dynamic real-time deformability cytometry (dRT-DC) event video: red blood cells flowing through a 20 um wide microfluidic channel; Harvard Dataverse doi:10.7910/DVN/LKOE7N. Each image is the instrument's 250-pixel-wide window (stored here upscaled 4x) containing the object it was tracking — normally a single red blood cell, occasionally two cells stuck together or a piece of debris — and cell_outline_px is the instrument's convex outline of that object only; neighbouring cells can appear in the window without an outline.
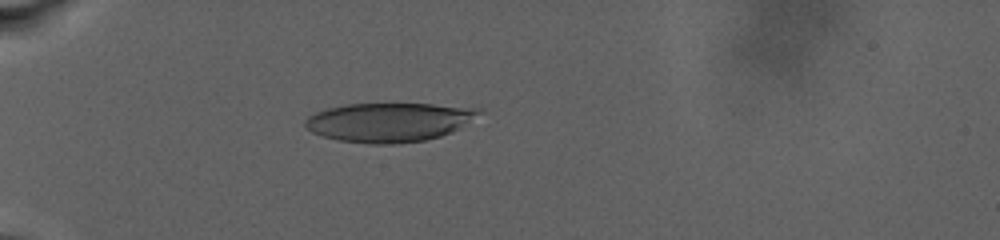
{"species": "human", "species_latin": "Homo sapiens", "temperature_condition": "warm", "stored_images_in_passage": 16, "camera_frame_rate_fps": 3000, "um_per_image_px": 0.085, "donor": {"sex": "male"}, "frame": {"image": 1, "passage_image": 10, "time_ms": 9.333, "image_size_px": [1000, 240], "cell_outline_px": [[488, 112], [460, 128], [452, 132], [440, 136], [424, 140], [392, 144], [372, 144], [336, 140], [312, 132], [304, 124], [304, 120], [308, 116], [316, 112], [328, 108], [344, 104], [432, 104], [484, 108]], "centroid_in_image_um": [33.16, 10.37], "position_along_channel_um": 51.8, "area_um2": 40.0}}
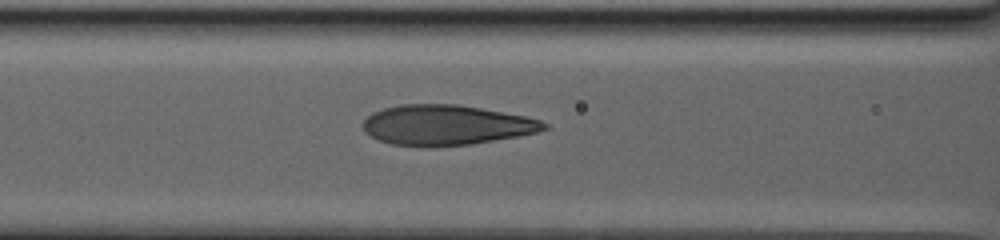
{"frame": {"image": 2, "passage_image": 14, "time_ms": 13.667, "image_size_px": [1000, 240], "cell_outline_px": [[548, 128], [536, 132], [516, 136], [472, 144], [432, 148], [420, 148], [392, 144], [380, 140], [364, 132], [364, 120], [372, 112], [384, 108], [400, 104], [456, 104], [480, 108], [524, 116], [540, 120], [548, 124]], "centroid_in_image_um": [37.88, 10.65], "position_along_channel_um": 128.7, "area_um2": 42.48}}
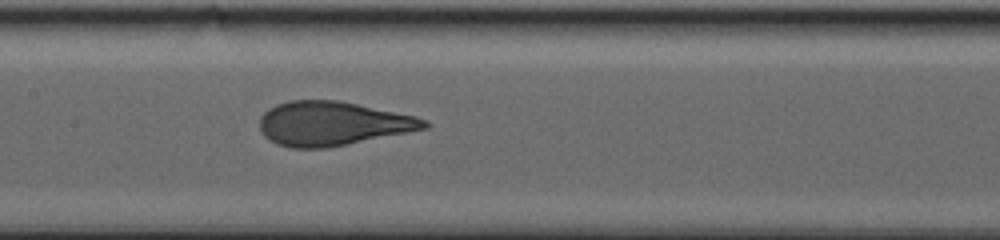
{"frame": {"image": 3, "passage_image": 16, "time_ms": 15.667, "image_size_px": [1000, 240], "cell_outline_px": [[432, 124], [428, 128], [328, 148], [292, 148], [276, 144], [268, 140], [260, 132], [260, 116], [268, 108], [276, 104], [288, 100], [336, 100], [416, 116], [428, 120]], "centroid_in_image_um": [28.24, 10.51], "position_along_channel_um": 179.2, "area_um2": 42.48}}